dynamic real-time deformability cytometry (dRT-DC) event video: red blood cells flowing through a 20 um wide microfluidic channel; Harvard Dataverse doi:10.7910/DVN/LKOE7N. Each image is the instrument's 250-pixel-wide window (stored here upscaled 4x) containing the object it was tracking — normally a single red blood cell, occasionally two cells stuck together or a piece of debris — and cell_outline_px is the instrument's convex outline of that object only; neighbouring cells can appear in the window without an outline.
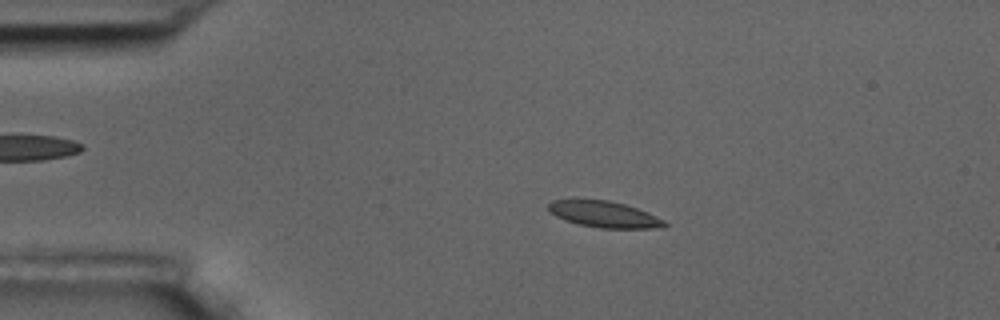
{"species": "common noctule bat (a hibernating species)", "species_latin": "Nyctalus noctula", "temperature_condition": "room temperature", "stored_images_in_passage": 7, "camera_frame_rate_fps": 3000, "um_per_image_px": 0.085, "animal": {"sex": "male", "body_mass_g": 17.5, "forearm_length_mm": 52.3}, "frame": {"image": 1, "passage_image": 3, "time_ms": 2.667, "image_size_px": [1000, 320], "cell_outline_px": [[668, 224], [664, 228], [600, 228], [580, 224], [564, 220], [556, 216], [548, 208], [548, 204], [552, 200], [608, 200], [624, 204], [648, 212], [664, 220]], "centroid_in_image_um": [51.39, 18.23], "position_along_channel_um": 33.6, "area_um2": 17.57}}
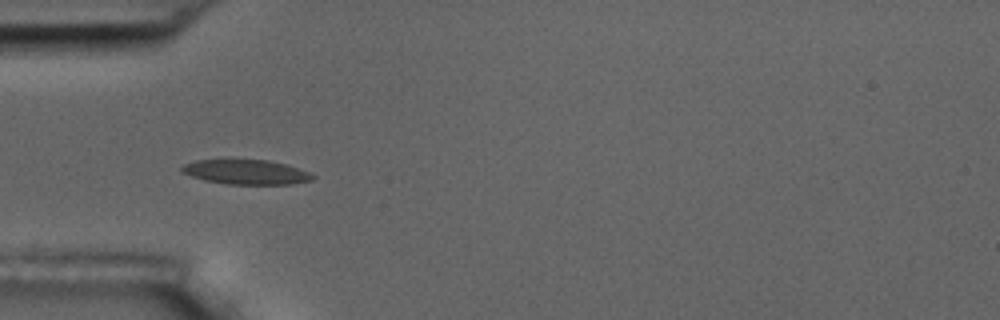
{"frame": {"image": 2, "passage_image": 5, "time_ms": 4.667, "image_size_px": [1000, 320], "cell_outline_px": [[316, 176], [312, 180], [292, 184], [228, 184], [204, 180], [180, 172], [180, 168], [184, 164], [196, 160], [232, 156], [236, 156], [268, 160], [288, 164], [308, 172]], "centroid_in_image_um": [20.86, 14.56], "position_along_channel_um": 64.1, "area_um2": 19.88}}